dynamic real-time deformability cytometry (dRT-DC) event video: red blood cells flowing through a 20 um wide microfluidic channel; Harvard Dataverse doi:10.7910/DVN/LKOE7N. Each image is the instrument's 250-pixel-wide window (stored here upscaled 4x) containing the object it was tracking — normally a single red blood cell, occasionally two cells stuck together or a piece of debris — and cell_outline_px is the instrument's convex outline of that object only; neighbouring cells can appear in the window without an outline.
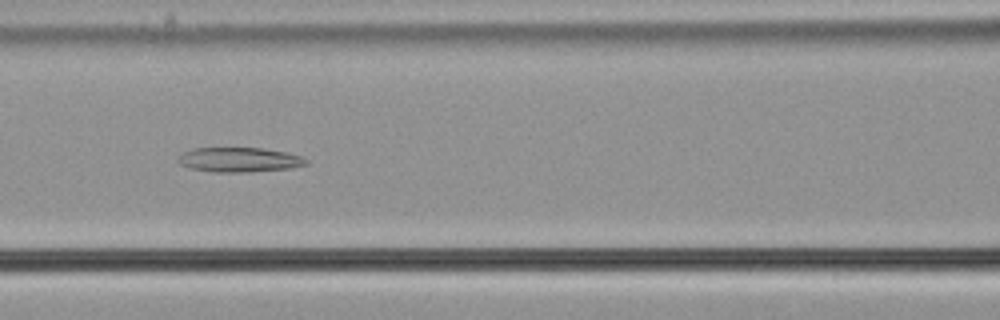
{"species": "common noctule bat (a hibernating species)", "species_latin": "Nyctalus noctula", "temperature_condition": "cold", "stored_images_in_passage": 48, "camera_frame_rate_fps": 3000, "um_per_image_px": 0.085, "animal": {"sex": "male", "body_mass_g": 21.5, "forearm_length_mm": 52.0}, "frame": {"image": 1, "passage_image": 17, "time_ms": 5.333, "image_size_px": [1000, 320], "cell_outline_px": [[308, 164], [288, 168], [248, 172], [212, 172], [192, 168], [180, 164], [176, 160], [184, 152], [196, 148], [264, 148], [288, 152], [300, 156], [308, 160]], "centroid_in_image_um": [20.36, 13.57], "position_along_channel_um": 146.2, "area_um2": 18.26}}
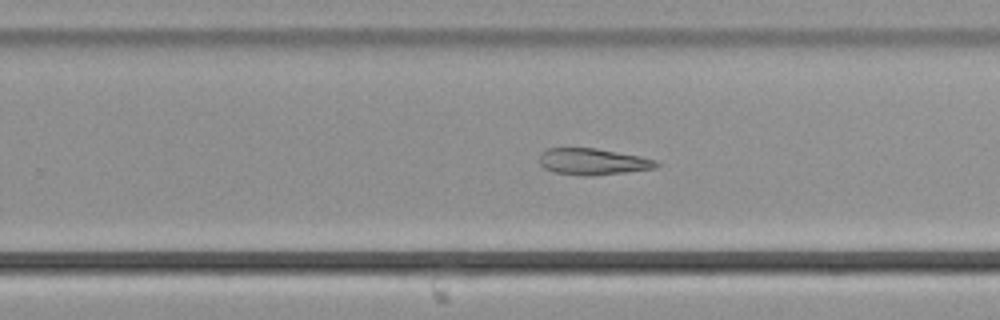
{"frame": {"image": 2, "passage_image": 28, "time_ms": 9.0, "image_size_px": [1000, 320], "cell_outline_px": [[660, 164], [656, 168], [592, 176], [584, 176], [556, 172], [544, 168], [540, 164], [540, 156], [548, 148], [596, 148], [640, 156], [656, 160]], "centroid_in_image_um": [50.42, 13.74], "position_along_channel_um": 279.4, "area_um2": 17.86}}
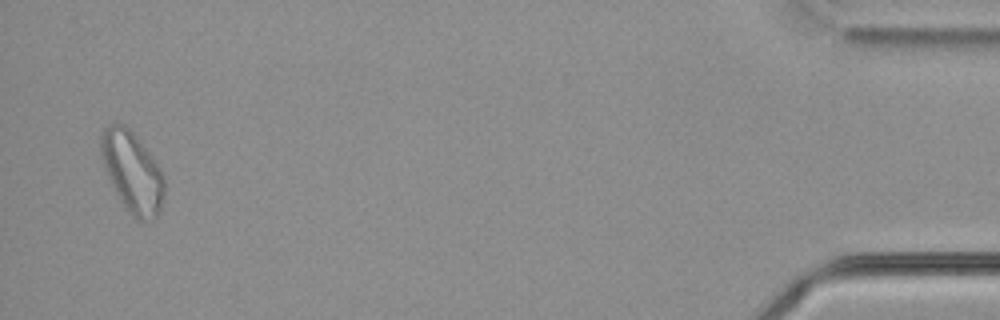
{"frame": {"image": 3, "passage_image": 47, "time_ms": 15.333, "image_size_px": [1000, 320], "cell_outline_px": [[164, 196], [160, 212], [156, 216], [144, 220], [140, 220], [132, 216], [128, 212], [120, 200], [104, 168], [100, 156], [100, 136], [104, 128], [112, 124], [124, 124], [132, 132], [160, 168], [164, 180]], "centroid_in_image_um": [11.22, 14.62], "position_along_channel_um": 424.0, "area_um2": 29.36}}